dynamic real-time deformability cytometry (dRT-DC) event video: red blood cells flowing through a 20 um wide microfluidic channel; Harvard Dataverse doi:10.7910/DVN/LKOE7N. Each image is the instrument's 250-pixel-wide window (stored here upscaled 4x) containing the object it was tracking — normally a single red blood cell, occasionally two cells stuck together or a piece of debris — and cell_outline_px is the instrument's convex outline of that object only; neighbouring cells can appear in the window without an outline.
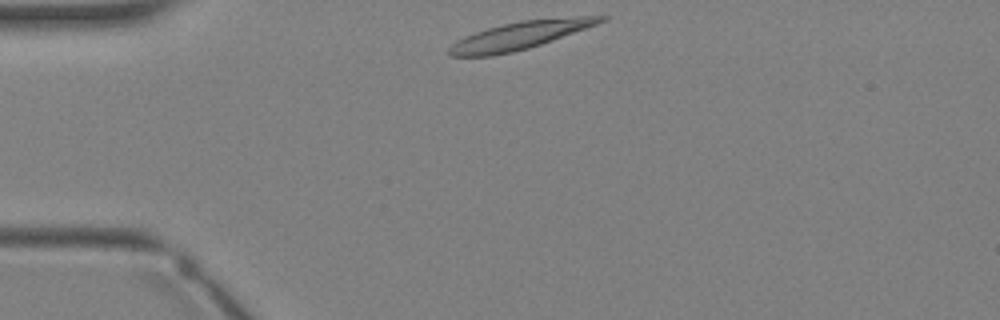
{"species": "Egyptian fruit bat (a non-hibernating species)", "species_latin": "Rousettus aegyptiacus", "temperature_condition": "warm", "stored_images_in_passage": 2, "camera_frame_rate_fps": 3000, "um_per_image_px": 0.085, "animal": {"sex": "female"}, "frame": {"image": 1, "passage_image": 1, "time_ms": 0.0, "image_size_px": [1000, 320], "cell_outline_px": [[608, 20], [552, 40], [528, 48], [512, 52], [492, 56], [448, 56], [448, 48], [452, 44], [476, 32], [500, 24], [520, 20], [572, 16], [608, 16]], "centroid_in_image_um": [44.22, 3.0], "position_along_channel_um": 40.8, "area_um2": 24.28}}